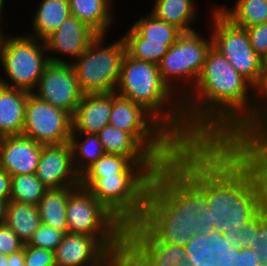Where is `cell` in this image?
I'll list each match as a JSON object with an SVG mask.
<instances>
[{"mask_svg":"<svg viewBox=\"0 0 267 266\" xmlns=\"http://www.w3.org/2000/svg\"><path fill=\"white\" fill-rule=\"evenodd\" d=\"M253 97L254 86L212 46L196 84L182 100L186 145L250 146Z\"/></svg>","mask_w":267,"mask_h":266,"instance_id":"obj_1","label":"cell"},{"mask_svg":"<svg viewBox=\"0 0 267 266\" xmlns=\"http://www.w3.org/2000/svg\"><path fill=\"white\" fill-rule=\"evenodd\" d=\"M207 196L208 143L182 145L152 176L140 221H182L196 234H211Z\"/></svg>","mask_w":267,"mask_h":266,"instance_id":"obj_2","label":"cell"},{"mask_svg":"<svg viewBox=\"0 0 267 266\" xmlns=\"http://www.w3.org/2000/svg\"><path fill=\"white\" fill-rule=\"evenodd\" d=\"M206 203L215 229L253 220L267 206V146L208 143Z\"/></svg>","mask_w":267,"mask_h":266,"instance_id":"obj_3","label":"cell"},{"mask_svg":"<svg viewBox=\"0 0 267 266\" xmlns=\"http://www.w3.org/2000/svg\"><path fill=\"white\" fill-rule=\"evenodd\" d=\"M115 93L141 105L181 145H186L182 100L163 82L158 64L135 59L126 53Z\"/></svg>","mask_w":267,"mask_h":266,"instance_id":"obj_4","label":"cell"},{"mask_svg":"<svg viewBox=\"0 0 267 266\" xmlns=\"http://www.w3.org/2000/svg\"><path fill=\"white\" fill-rule=\"evenodd\" d=\"M44 40L27 35L6 36L0 40V63L6 79L0 84L28 92L35 90L45 67L50 63H68L61 58L48 56ZM11 83H10V82Z\"/></svg>","mask_w":267,"mask_h":266,"instance_id":"obj_5","label":"cell"},{"mask_svg":"<svg viewBox=\"0 0 267 266\" xmlns=\"http://www.w3.org/2000/svg\"><path fill=\"white\" fill-rule=\"evenodd\" d=\"M109 124L130 133L160 164L182 146L149 112L113 92Z\"/></svg>","mask_w":267,"mask_h":266,"instance_id":"obj_6","label":"cell"},{"mask_svg":"<svg viewBox=\"0 0 267 266\" xmlns=\"http://www.w3.org/2000/svg\"><path fill=\"white\" fill-rule=\"evenodd\" d=\"M105 35H98L71 65L84 94L115 92L124 56L123 37L104 45ZM104 45V46H103Z\"/></svg>","mask_w":267,"mask_h":266,"instance_id":"obj_7","label":"cell"},{"mask_svg":"<svg viewBox=\"0 0 267 266\" xmlns=\"http://www.w3.org/2000/svg\"><path fill=\"white\" fill-rule=\"evenodd\" d=\"M211 47V36L205 38L196 31L184 32L162 57L158 64L161 78L180 100L192 91Z\"/></svg>","mask_w":267,"mask_h":266,"instance_id":"obj_8","label":"cell"},{"mask_svg":"<svg viewBox=\"0 0 267 266\" xmlns=\"http://www.w3.org/2000/svg\"><path fill=\"white\" fill-rule=\"evenodd\" d=\"M154 174H115L98 178L87 190L125 227L141 220Z\"/></svg>","mask_w":267,"mask_h":266,"instance_id":"obj_9","label":"cell"},{"mask_svg":"<svg viewBox=\"0 0 267 266\" xmlns=\"http://www.w3.org/2000/svg\"><path fill=\"white\" fill-rule=\"evenodd\" d=\"M212 13V46L255 87L261 78L263 59L251 46L246 29L235 25L217 6Z\"/></svg>","mask_w":267,"mask_h":266,"instance_id":"obj_10","label":"cell"},{"mask_svg":"<svg viewBox=\"0 0 267 266\" xmlns=\"http://www.w3.org/2000/svg\"><path fill=\"white\" fill-rule=\"evenodd\" d=\"M125 237L65 233L55 250L56 266H119Z\"/></svg>","mask_w":267,"mask_h":266,"instance_id":"obj_11","label":"cell"},{"mask_svg":"<svg viewBox=\"0 0 267 266\" xmlns=\"http://www.w3.org/2000/svg\"><path fill=\"white\" fill-rule=\"evenodd\" d=\"M66 221L68 233L93 237H125V226L81 186L68 197Z\"/></svg>","mask_w":267,"mask_h":266,"instance_id":"obj_12","label":"cell"},{"mask_svg":"<svg viewBox=\"0 0 267 266\" xmlns=\"http://www.w3.org/2000/svg\"><path fill=\"white\" fill-rule=\"evenodd\" d=\"M185 260L184 246L159 241L140 221L125 227L123 266H179Z\"/></svg>","mask_w":267,"mask_h":266,"instance_id":"obj_13","label":"cell"},{"mask_svg":"<svg viewBox=\"0 0 267 266\" xmlns=\"http://www.w3.org/2000/svg\"><path fill=\"white\" fill-rule=\"evenodd\" d=\"M72 134V115L30 93L22 135L42 145L64 144Z\"/></svg>","mask_w":267,"mask_h":266,"instance_id":"obj_14","label":"cell"},{"mask_svg":"<svg viewBox=\"0 0 267 266\" xmlns=\"http://www.w3.org/2000/svg\"><path fill=\"white\" fill-rule=\"evenodd\" d=\"M36 89L31 93L52 106L69 112L72 116L84 94L71 62H50L45 67Z\"/></svg>","mask_w":267,"mask_h":266,"instance_id":"obj_15","label":"cell"},{"mask_svg":"<svg viewBox=\"0 0 267 266\" xmlns=\"http://www.w3.org/2000/svg\"><path fill=\"white\" fill-rule=\"evenodd\" d=\"M36 176L47 189L80 186L70 143L43 145Z\"/></svg>","mask_w":267,"mask_h":266,"instance_id":"obj_16","label":"cell"},{"mask_svg":"<svg viewBox=\"0 0 267 266\" xmlns=\"http://www.w3.org/2000/svg\"><path fill=\"white\" fill-rule=\"evenodd\" d=\"M42 149V144L26 136H5L0 151V169L11 176L36 174Z\"/></svg>","mask_w":267,"mask_h":266,"instance_id":"obj_17","label":"cell"},{"mask_svg":"<svg viewBox=\"0 0 267 266\" xmlns=\"http://www.w3.org/2000/svg\"><path fill=\"white\" fill-rule=\"evenodd\" d=\"M98 36L87 24L70 15L45 41L48 53L59 52L77 59Z\"/></svg>","mask_w":267,"mask_h":266,"instance_id":"obj_18","label":"cell"},{"mask_svg":"<svg viewBox=\"0 0 267 266\" xmlns=\"http://www.w3.org/2000/svg\"><path fill=\"white\" fill-rule=\"evenodd\" d=\"M112 93L83 94L72 116V133L97 134L109 124Z\"/></svg>","mask_w":267,"mask_h":266,"instance_id":"obj_19","label":"cell"},{"mask_svg":"<svg viewBox=\"0 0 267 266\" xmlns=\"http://www.w3.org/2000/svg\"><path fill=\"white\" fill-rule=\"evenodd\" d=\"M184 247L186 250L184 264L188 266H196L202 263L203 259L234 262L236 258V246L232 245L225 234L218 231L207 235L195 234Z\"/></svg>","mask_w":267,"mask_h":266,"instance_id":"obj_20","label":"cell"},{"mask_svg":"<svg viewBox=\"0 0 267 266\" xmlns=\"http://www.w3.org/2000/svg\"><path fill=\"white\" fill-rule=\"evenodd\" d=\"M160 163H137L118 154L101 156L80 176V186L88 189L98 178L115 174H155Z\"/></svg>","mask_w":267,"mask_h":266,"instance_id":"obj_21","label":"cell"},{"mask_svg":"<svg viewBox=\"0 0 267 266\" xmlns=\"http://www.w3.org/2000/svg\"><path fill=\"white\" fill-rule=\"evenodd\" d=\"M30 93L0 84V133L4 136L22 135Z\"/></svg>","mask_w":267,"mask_h":266,"instance_id":"obj_22","label":"cell"},{"mask_svg":"<svg viewBox=\"0 0 267 266\" xmlns=\"http://www.w3.org/2000/svg\"><path fill=\"white\" fill-rule=\"evenodd\" d=\"M107 154L129 157L137 163H159L130 133L108 124L98 133Z\"/></svg>","mask_w":267,"mask_h":266,"instance_id":"obj_23","label":"cell"},{"mask_svg":"<svg viewBox=\"0 0 267 266\" xmlns=\"http://www.w3.org/2000/svg\"><path fill=\"white\" fill-rule=\"evenodd\" d=\"M71 15L68 0H42L35 11L33 33L28 36L45 40Z\"/></svg>","mask_w":267,"mask_h":266,"instance_id":"obj_24","label":"cell"},{"mask_svg":"<svg viewBox=\"0 0 267 266\" xmlns=\"http://www.w3.org/2000/svg\"><path fill=\"white\" fill-rule=\"evenodd\" d=\"M77 187L48 189L37 205L41 224L68 233L66 207L69 195Z\"/></svg>","mask_w":267,"mask_h":266,"instance_id":"obj_25","label":"cell"},{"mask_svg":"<svg viewBox=\"0 0 267 266\" xmlns=\"http://www.w3.org/2000/svg\"><path fill=\"white\" fill-rule=\"evenodd\" d=\"M71 15L87 24L98 35H107L112 24V0H68Z\"/></svg>","mask_w":267,"mask_h":266,"instance_id":"obj_26","label":"cell"},{"mask_svg":"<svg viewBox=\"0 0 267 266\" xmlns=\"http://www.w3.org/2000/svg\"><path fill=\"white\" fill-rule=\"evenodd\" d=\"M5 224L26 245L41 225L36 205L10 200L7 207Z\"/></svg>","mask_w":267,"mask_h":266,"instance_id":"obj_27","label":"cell"},{"mask_svg":"<svg viewBox=\"0 0 267 266\" xmlns=\"http://www.w3.org/2000/svg\"><path fill=\"white\" fill-rule=\"evenodd\" d=\"M196 8L193 0H155L150 13L163 22L177 26L183 32H192L195 31L191 26L196 20Z\"/></svg>","mask_w":267,"mask_h":266,"instance_id":"obj_28","label":"cell"},{"mask_svg":"<svg viewBox=\"0 0 267 266\" xmlns=\"http://www.w3.org/2000/svg\"><path fill=\"white\" fill-rule=\"evenodd\" d=\"M254 96L255 104L250 112V146H267V68H263L259 83L254 87Z\"/></svg>","mask_w":267,"mask_h":266,"instance_id":"obj_29","label":"cell"},{"mask_svg":"<svg viewBox=\"0 0 267 266\" xmlns=\"http://www.w3.org/2000/svg\"><path fill=\"white\" fill-rule=\"evenodd\" d=\"M85 139L81 141L78 133L70 136L74 169L81 176L101 156L105 154L102 143L97 134H82Z\"/></svg>","mask_w":267,"mask_h":266,"instance_id":"obj_30","label":"cell"},{"mask_svg":"<svg viewBox=\"0 0 267 266\" xmlns=\"http://www.w3.org/2000/svg\"><path fill=\"white\" fill-rule=\"evenodd\" d=\"M232 9L218 7L235 25L248 28L267 22V2L265 0H237Z\"/></svg>","mask_w":267,"mask_h":266,"instance_id":"obj_31","label":"cell"},{"mask_svg":"<svg viewBox=\"0 0 267 266\" xmlns=\"http://www.w3.org/2000/svg\"><path fill=\"white\" fill-rule=\"evenodd\" d=\"M132 27L145 38V42L175 44L184 33L177 26L163 22L151 13L136 21Z\"/></svg>","mask_w":267,"mask_h":266,"instance_id":"obj_32","label":"cell"},{"mask_svg":"<svg viewBox=\"0 0 267 266\" xmlns=\"http://www.w3.org/2000/svg\"><path fill=\"white\" fill-rule=\"evenodd\" d=\"M125 40L127 53L138 60L159 64L162 57L168 52L173 44H163L155 42H145L142 37L132 26L127 34L122 36Z\"/></svg>","mask_w":267,"mask_h":266,"instance_id":"obj_33","label":"cell"},{"mask_svg":"<svg viewBox=\"0 0 267 266\" xmlns=\"http://www.w3.org/2000/svg\"><path fill=\"white\" fill-rule=\"evenodd\" d=\"M159 241L185 246L195 230L182 221H140Z\"/></svg>","mask_w":267,"mask_h":266,"instance_id":"obj_34","label":"cell"},{"mask_svg":"<svg viewBox=\"0 0 267 266\" xmlns=\"http://www.w3.org/2000/svg\"><path fill=\"white\" fill-rule=\"evenodd\" d=\"M47 190L36 174L11 176L10 200L37 206Z\"/></svg>","mask_w":267,"mask_h":266,"instance_id":"obj_35","label":"cell"},{"mask_svg":"<svg viewBox=\"0 0 267 266\" xmlns=\"http://www.w3.org/2000/svg\"><path fill=\"white\" fill-rule=\"evenodd\" d=\"M258 227L259 214L247 223H230L226 219H222L215 230L225 234L233 246L254 249V238L258 232Z\"/></svg>","mask_w":267,"mask_h":266,"instance_id":"obj_36","label":"cell"},{"mask_svg":"<svg viewBox=\"0 0 267 266\" xmlns=\"http://www.w3.org/2000/svg\"><path fill=\"white\" fill-rule=\"evenodd\" d=\"M64 235L63 231L41 224L26 245L55 252L58 245L62 242Z\"/></svg>","mask_w":267,"mask_h":266,"instance_id":"obj_37","label":"cell"},{"mask_svg":"<svg viewBox=\"0 0 267 266\" xmlns=\"http://www.w3.org/2000/svg\"><path fill=\"white\" fill-rule=\"evenodd\" d=\"M25 266H56L55 252L24 245Z\"/></svg>","mask_w":267,"mask_h":266,"instance_id":"obj_38","label":"cell"},{"mask_svg":"<svg viewBox=\"0 0 267 266\" xmlns=\"http://www.w3.org/2000/svg\"><path fill=\"white\" fill-rule=\"evenodd\" d=\"M254 51L264 59L267 55V22L245 28Z\"/></svg>","mask_w":267,"mask_h":266,"instance_id":"obj_39","label":"cell"},{"mask_svg":"<svg viewBox=\"0 0 267 266\" xmlns=\"http://www.w3.org/2000/svg\"><path fill=\"white\" fill-rule=\"evenodd\" d=\"M254 244L255 252L261 253L262 266H267V206L259 213V227Z\"/></svg>","mask_w":267,"mask_h":266,"instance_id":"obj_40","label":"cell"},{"mask_svg":"<svg viewBox=\"0 0 267 266\" xmlns=\"http://www.w3.org/2000/svg\"><path fill=\"white\" fill-rule=\"evenodd\" d=\"M24 245L6 224L0 225V253L8 256L22 250Z\"/></svg>","mask_w":267,"mask_h":266,"instance_id":"obj_41","label":"cell"},{"mask_svg":"<svg viewBox=\"0 0 267 266\" xmlns=\"http://www.w3.org/2000/svg\"><path fill=\"white\" fill-rule=\"evenodd\" d=\"M261 253L249 247H236L235 266H262Z\"/></svg>","mask_w":267,"mask_h":266,"instance_id":"obj_42","label":"cell"},{"mask_svg":"<svg viewBox=\"0 0 267 266\" xmlns=\"http://www.w3.org/2000/svg\"><path fill=\"white\" fill-rule=\"evenodd\" d=\"M11 175L0 169V199L10 200Z\"/></svg>","mask_w":267,"mask_h":266,"instance_id":"obj_43","label":"cell"},{"mask_svg":"<svg viewBox=\"0 0 267 266\" xmlns=\"http://www.w3.org/2000/svg\"><path fill=\"white\" fill-rule=\"evenodd\" d=\"M5 266H25L24 248L11 255H5Z\"/></svg>","mask_w":267,"mask_h":266,"instance_id":"obj_44","label":"cell"},{"mask_svg":"<svg viewBox=\"0 0 267 266\" xmlns=\"http://www.w3.org/2000/svg\"><path fill=\"white\" fill-rule=\"evenodd\" d=\"M10 200L0 199V225L5 224L7 207Z\"/></svg>","mask_w":267,"mask_h":266,"instance_id":"obj_45","label":"cell"},{"mask_svg":"<svg viewBox=\"0 0 267 266\" xmlns=\"http://www.w3.org/2000/svg\"><path fill=\"white\" fill-rule=\"evenodd\" d=\"M196 266H235L234 262H224L222 260L220 261H209L207 259H203V262L200 264H197Z\"/></svg>","mask_w":267,"mask_h":266,"instance_id":"obj_46","label":"cell"},{"mask_svg":"<svg viewBox=\"0 0 267 266\" xmlns=\"http://www.w3.org/2000/svg\"><path fill=\"white\" fill-rule=\"evenodd\" d=\"M0 266H5V255L0 253Z\"/></svg>","mask_w":267,"mask_h":266,"instance_id":"obj_47","label":"cell"},{"mask_svg":"<svg viewBox=\"0 0 267 266\" xmlns=\"http://www.w3.org/2000/svg\"><path fill=\"white\" fill-rule=\"evenodd\" d=\"M4 3H5L4 0H0V18H1V19H2V15H3V14H2V9H3V7H4V6H3Z\"/></svg>","mask_w":267,"mask_h":266,"instance_id":"obj_48","label":"cell"},{"mask_svg":"<svg viewBox=\"0 0 267 266\" xmlns=\"http://www.w3.org/2000/svg\"><path fill=\"white\" fill-rule=\"evenodd\" d=\"M4 137L5 136L2 133H0V151H1V148H2V143H3Z\"/></svg>","mask_w":267,"mask_h":266,"instance_id":"obj_49","label":"cell"},{"mask_svg":"<svg viewBox=\"0 0 267 266\" xmlns=\"http://www.w3.org/2000/svg\"><path fill=\"white\" fill-rule=\"evenodd\" d=\"M263 68H267V55L263 59Z\"/></svg>","mask_w":267,"mask_h":266,"instance_id":"obj_50","label":"cell"},{"mask_svg":"<svg viewBox=\"0 0 267 266\" xmlns=\"http://www.w3.org/2000/svg\"><path fill=\"white\" fill-rule=\"evenodd\" d=\"M2 19L0 18V21H1ZM2 31L0 30V39H1V37H2Z\"/></svg>","mask_w":267,"mask_h":266,"instance_id":"obj_51","label":"cell"}]
</instances>
